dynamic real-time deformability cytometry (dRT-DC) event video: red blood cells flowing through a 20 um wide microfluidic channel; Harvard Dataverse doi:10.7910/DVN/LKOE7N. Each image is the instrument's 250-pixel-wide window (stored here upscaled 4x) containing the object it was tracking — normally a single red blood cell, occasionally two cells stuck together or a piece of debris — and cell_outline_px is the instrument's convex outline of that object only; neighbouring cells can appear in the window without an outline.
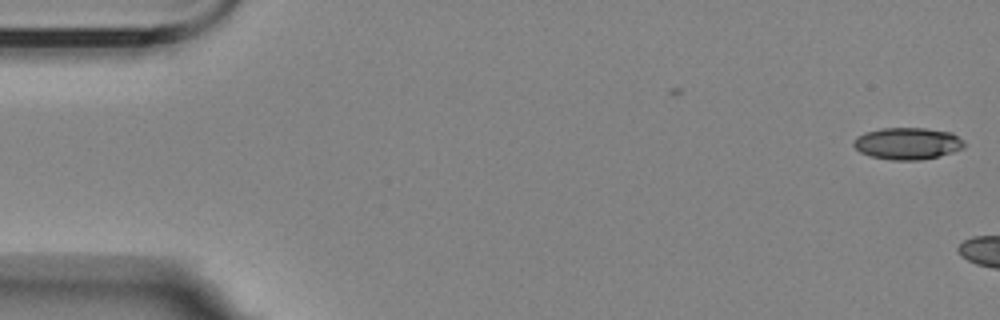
{"species": "Egyptian fruit bat (a non-hibernating species)", "species_latin": "Rousettus aegyptiacus", "temperature_condition": "room temperature", "stored_images_in_passage": 2, "camera_frame_rate_fps": 3000, "um_per_image_px": 0.085, "animal": {"sex": "female"}, "frame": {"image": 1, "passage_image": 2, "time_ms": 0.333, "image_size_px": [1000, 320], "cell_outline_px": [[964, 148], [940, 156], [920, 160], [892, 160], [872, 156], [860, 152], [852, 144], [852, 140], [856, 136], [864, 132], [884, 128], [924, 128], [952, 132], [964, 140]], "centroid_in_image_um": [77.14, 12.19], "position_along_channel_um": 7.9, "area_um2": 20.69}}